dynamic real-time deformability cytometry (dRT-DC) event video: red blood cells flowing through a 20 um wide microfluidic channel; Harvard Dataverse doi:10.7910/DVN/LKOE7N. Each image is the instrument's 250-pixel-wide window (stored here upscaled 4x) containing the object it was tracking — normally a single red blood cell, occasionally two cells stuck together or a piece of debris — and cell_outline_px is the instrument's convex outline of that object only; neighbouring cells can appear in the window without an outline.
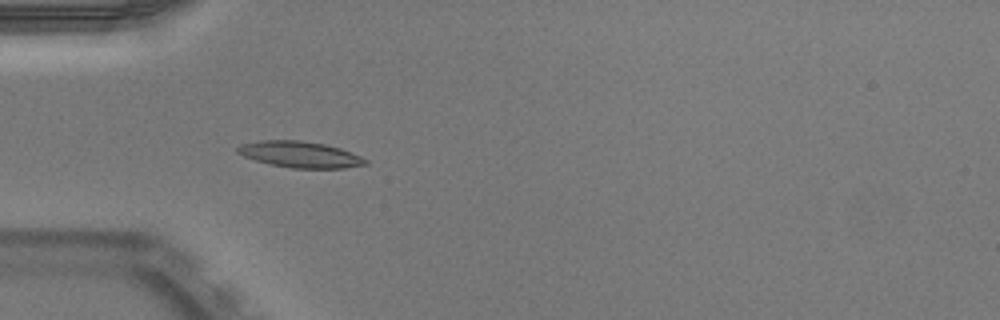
{"species": "Egyptian fruit bat (a non-hibernating species)", "species_latin": "Rousettus aegyptiacus", "temperature_condition": "warm", "stored_images_in_passage": 51, "camera_frame_rate_fps": 3000, "um_per_image_px": 0.085, "animal": {"sex": "male"}, "frame": {"image": 1, "passage_image": 16, "time_ms": 5.0, "image_size_px": [1000, 320], "cell_outline_px": [[368, 164], [344, 168], [292, 168], [268, 164], [244, 156], [236, 152], [236, 148], [240, 144], [260, 140], [300, 140], [324, 144], [340, 148], [360, 156], [368, 160]], "centroid_in_image_um": [25.48, 13.13], "position_along_channel_um": 59.5, "area_um2": 19.54}}
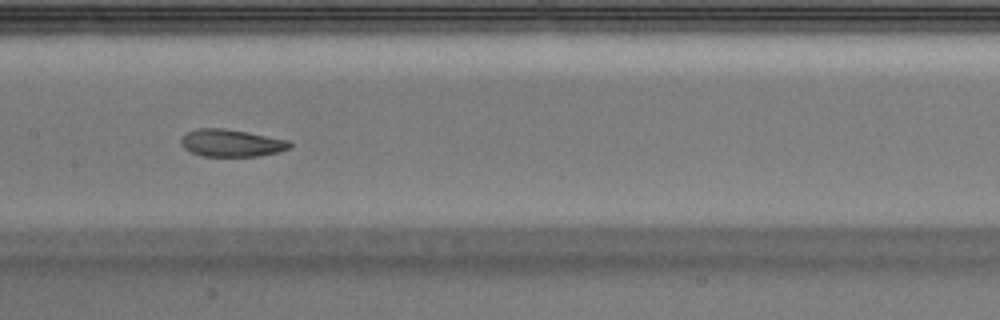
{"frame": {"image": 2, "passage_image": 26, "time_ms": 8.333, "image_size_px": [1000, 320], "cell_outline_px": [[292, 144], [288, 148], [276, 152], [256, 156], [200, 156], [184, 148], [180, 144], [180, 140], [188, 132], [196, 128], [224, 128], [248, 132], [288, 140]], "centroid_in_image_um": [19.63, 12.15], "position_along_channel_um": 187.8, "area_um2": 17.17}}
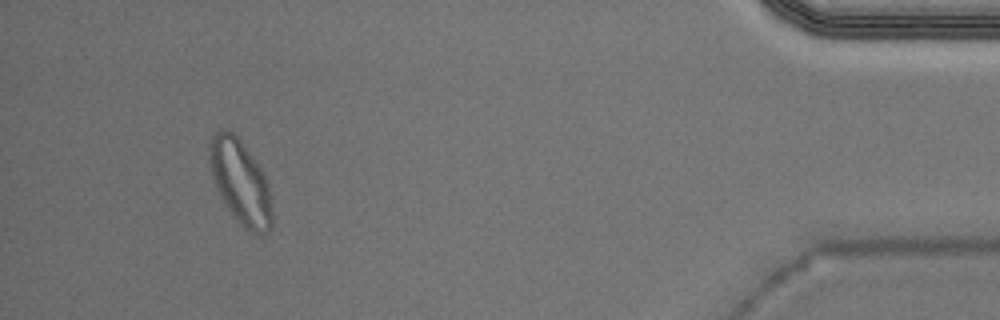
{"frame": {"image": 3, "passage_image": 48, "time_ms": 15.667, "image_size_px": [1000, 320], "cell_outline_px": [[272, 228], [256, 236], [244, 228], [228, 208], [212, 176], [208, 160], [208, 144], [212, 136], [220, 128], [232, 132], [240, 140], [252, 156], [260, 168], [268, 184], [272, 216]], "centroid_in_image_um": [20.42, 15.46], "position_along_channel_um": 414.8, "area_um2": 30.23}, "authors_computed_cell_mechanics": {"area_um2": 18.3226, "velocity_mm_per_s": 3.9387, "shape_relaxation_time_tau1_ms": 5.1939, "shape_relaxation_time_tau2_ms": 1.717, "deformation_change_tau1": 0.1886, "deformation_change_tau2": 0.0695}}